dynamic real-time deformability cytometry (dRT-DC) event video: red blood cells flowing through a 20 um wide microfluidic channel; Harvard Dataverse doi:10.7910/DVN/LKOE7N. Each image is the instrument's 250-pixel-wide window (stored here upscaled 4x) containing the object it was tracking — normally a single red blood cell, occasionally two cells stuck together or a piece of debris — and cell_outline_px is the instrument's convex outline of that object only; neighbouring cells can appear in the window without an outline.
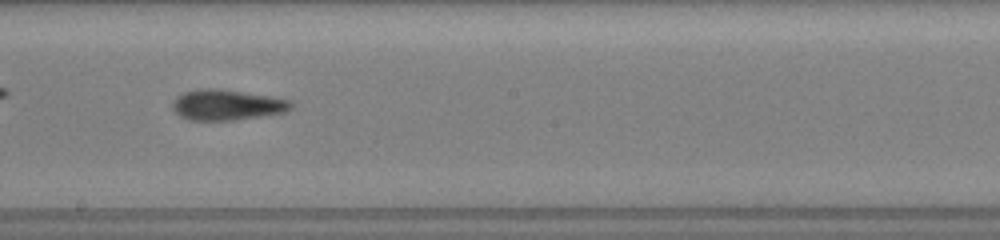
{"species": "common noctule bat (a hibernating species)", "species_latin": "Nyctalus noctula", "temperature_condition": "room temperature", "stored_images_in_passage": 50, "camera_frame_rate_fps": 3000, "um_per_image_px": 0.085, "animal": {"sex": "female", "body_mass_g": 19.5, "forearm_length_mm": 54.1}, "frame": {"image": 1, "passage_image": 29, "time_ms": 9.333, "image_size_px": [1000, 240], "cell_outline_px": [[292, 108], [288, 112], [232, 120], [188, 120], [180, 116], [172, 108], [172, 104], [176, 96], [184, 92], [200, 88], [220, 88], [288, 100], [292, 104]], "centroid_in_image_um": [19.24, 8.91], "position_along_channel_um": 229.0, "area_um2": 20.98}}
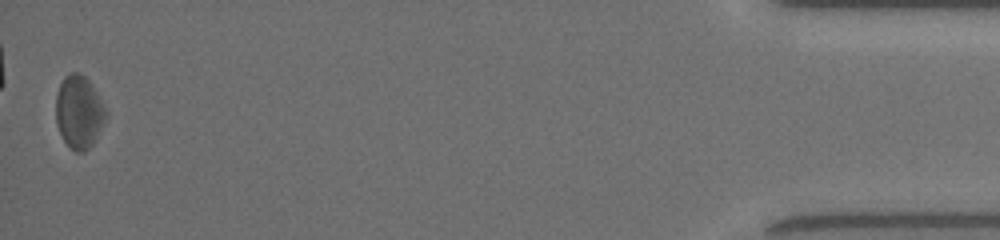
{"frame": {"image": 2, "passage_image": 50, "time_ms": 16.333, "image_size_px": [1000, 240], "cell_outline_px": [[108, 116], [92, 144], [84, 152], [76, 152], [64, 140], [56, 124], [56, 92], [64, 76], [72, 72], [80, 72], [88, 80], [104, 108]], "centroid_in_image_um": [6.69, 9.51], "position_along_channel_um": 428.5, "area_um2": 20.87}, "authors_computed_cell_mechanics": {"area_um2": 20.3167, "velocity_mm_per_s": 4.0268, "shape_relaxation_time_tau1_ms": 3.2686, "shape_relaxation_time_tau2_ms": 3.1691, "deformation_change_tau1": 0.1227, "deformation_change_tau2": 0.1271}}